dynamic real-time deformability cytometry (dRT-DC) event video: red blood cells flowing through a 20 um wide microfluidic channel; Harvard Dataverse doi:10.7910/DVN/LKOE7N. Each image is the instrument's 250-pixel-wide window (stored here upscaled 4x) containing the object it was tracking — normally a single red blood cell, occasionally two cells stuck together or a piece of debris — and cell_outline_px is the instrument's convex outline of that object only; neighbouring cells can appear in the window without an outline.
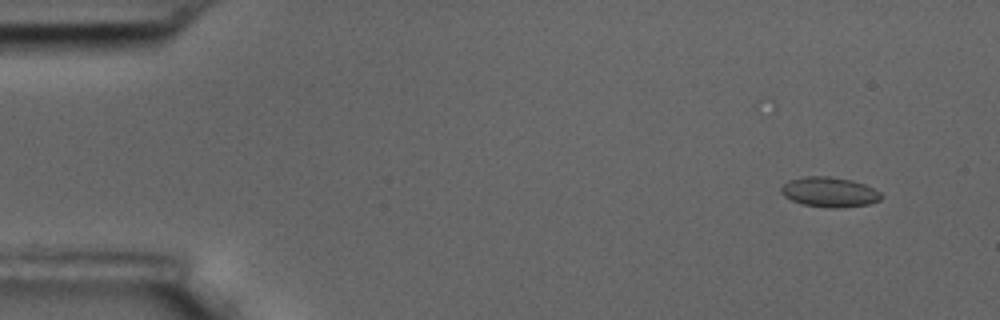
{"species": "common noctule bat (a hibernating species)", "species_latin": "Nyctalus noctula", "temperature_condition": "room temperature", "stored_images_in_passage": 8, "camera_frame_rate_fps": 3000, "um_per_image_px": 0.085, "animal": {"sex": "male", "body_mass_g": 17.5, "forearm_length_mm": 52.3}, "frame": {"image": 1, "passage_image": 2, "time_ms": 1.333, "image_size_px": [1000, 320], "cell_outline_px": [[884, 196], [880, 200], [868, 204], [840, 208], [828, 208], [804, 204], [792, 200], [784, 196], [780, 192], [780, 188], [788, 180], [804, 176], [828, 176], [852, 180], [864, 184], [880, 192]], "centroid_in_image_um": [70.5, 16.32], "position_along_channel_um": 14.5, "area_um2": 17.51}}
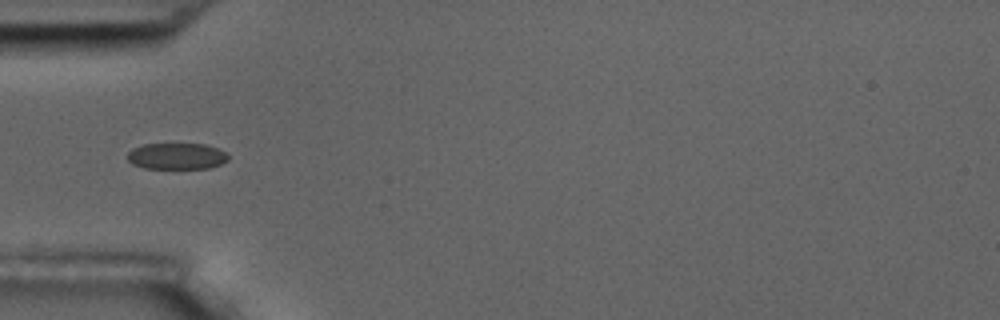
{"frame": {"image": 2, "passage_image": 6, "time_ms": 6.0, "image_size_px": [1000, 320], "cell_outline_px": [[228, 160], [220, 164], [208, 168], [144, 168], [132, 164], [128, 160], [128, 152], [132, 148], [144, 144], [204, 144], [216, 148], [224, 152], [228, 156]], "centroid_in_image_um": [14.99, 13.27], "position_along_channel_um": 70.0, "area_um2": 15.32}}